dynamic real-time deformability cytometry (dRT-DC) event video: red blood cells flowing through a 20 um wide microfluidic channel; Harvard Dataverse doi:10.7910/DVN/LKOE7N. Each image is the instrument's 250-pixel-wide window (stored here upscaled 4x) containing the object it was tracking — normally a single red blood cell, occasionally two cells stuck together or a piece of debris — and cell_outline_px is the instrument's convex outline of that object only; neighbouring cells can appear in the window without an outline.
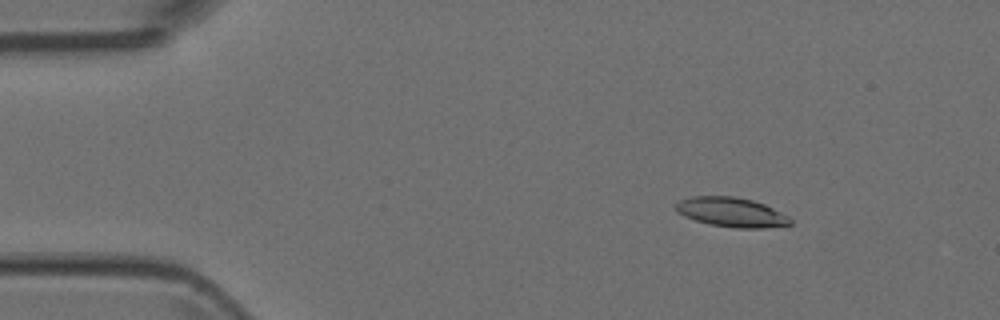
{"species": "Egyptian fruit bat (a non-hibernating species)", "species_latin": "Rousettus aegyptiacus", "temperature_condition": "room temperature", "stored_images_in_passage": 5, "camera_frame_rate_fps": 3000, "um_per_image_px": 0.085, "animal": {"sex": "female"}, "frame": {"image": 1, "passage_image": 3, "time_ms": 0.667, "image_size_px": [1000, 320], "cell_outline_px": [[792, 224], [764, 228], [736, 228], [708, 224], [684, 216], [676, 212], [676, 204], [680, 200], [692, 196], [736, 196], [752, 200], [764, 204], [788, 216], [792, 220]], "centroid_in_image_um": [62.16, 18.04], "position_along_channel_um": 22.8, "area_um2": 19.65}}